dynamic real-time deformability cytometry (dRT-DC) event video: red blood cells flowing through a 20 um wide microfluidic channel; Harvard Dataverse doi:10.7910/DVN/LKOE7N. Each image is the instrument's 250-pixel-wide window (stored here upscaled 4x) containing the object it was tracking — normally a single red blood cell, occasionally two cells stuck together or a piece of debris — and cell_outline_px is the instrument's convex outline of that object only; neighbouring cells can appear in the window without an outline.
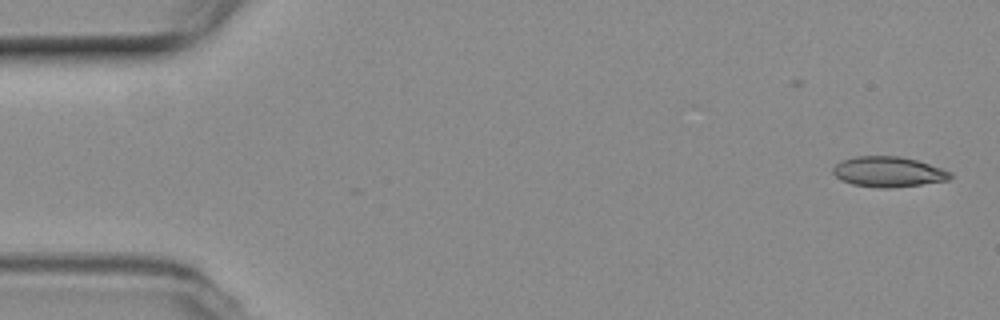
{"species": "common noctule bat (a hibernating species)", "species_latin": "Nyctalus noctula", "temperature_condition": "room temperature", "stored_images_in_passage": 16, "camera_frame_rate_fps": 3000, "um_per_image_px": 0.085, "animal": {"sex": "female", "body_mass_g": 19.3, "forearm_length_mm": 54.1}, "frame": {"image": 1, "passage_image": 1, "time_ms": 0.0, "image_size_px": [1000, 320], "cell_outline_px": [[952, 176], [948, 180], [892, 188], [876, 188], [852, 184], [840, 180], [832, 172], [832, 168], [836, 164], [844, 160], [856, 156], [900, 156], [916, 160], [952, 172]], "centroid_in_image_um": [75.48, 14.61], "position_along_channel_um": 9.5, "area_um2": 20.63}}
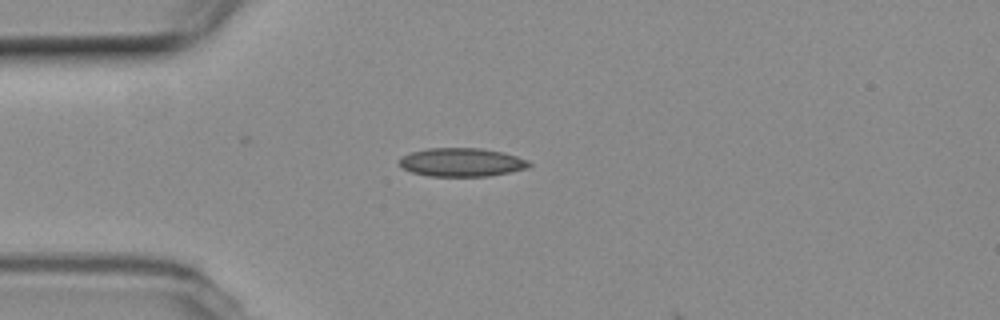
{"frame": {"image": 2, "passage_image": 13, "time_ms": 4.0, "image_size_px": [1000, 320], "cell_outline_px": [[532, 164], [528, 168], [488, 176], [428, 176], [412, 172], [404, 168], [400, 164], [400, 156], [412, 152], [428, 148], [480, 148], [500, 152], [516, 156], [528, 160]], "centroid_in_image_um": [39.23, 13.79], "position_along_channel_um": 45.8, "area_um2": 21.39}}